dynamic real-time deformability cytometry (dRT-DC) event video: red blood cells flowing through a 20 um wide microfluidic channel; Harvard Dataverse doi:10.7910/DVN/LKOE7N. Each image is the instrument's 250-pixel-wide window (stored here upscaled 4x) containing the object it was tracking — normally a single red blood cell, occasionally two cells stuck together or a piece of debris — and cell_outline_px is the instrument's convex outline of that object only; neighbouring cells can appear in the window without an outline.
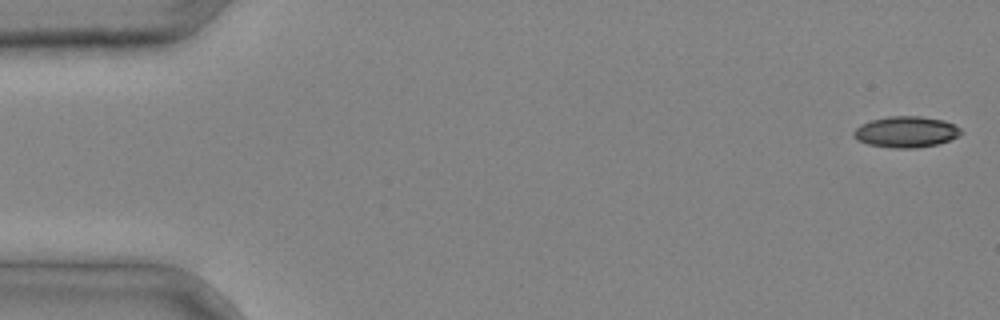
{"species": "common noctule bat (a hibernating species)", "species_latin": "Nyctalus noctula", "temperature_condition": "cold", "stored_images_in_passage": 5, "camera_frame_rate_fps": 3000, "um_per_image_px": 0.085, "animal": {"sex": "male", "body_mass_g": 20.4}, "frame": {"image": 1, "passage_image": 1, "time_ms": 0.0, "image_size_px": [1000, 320], "cell_outline_px": [[964, 132], [948, 140], [936, 144], [916, 148], [892, 148], [868, 144], [856, 140], [852, 136], [852, 132], [860, 124], [872, 120], [888, 116], [920, 116], [944, 120], [960, 128]], "centroid_in_image_um": [76.97, 11.21], "position_along_channel_um": 8.0, "area_um2": 19.42}}